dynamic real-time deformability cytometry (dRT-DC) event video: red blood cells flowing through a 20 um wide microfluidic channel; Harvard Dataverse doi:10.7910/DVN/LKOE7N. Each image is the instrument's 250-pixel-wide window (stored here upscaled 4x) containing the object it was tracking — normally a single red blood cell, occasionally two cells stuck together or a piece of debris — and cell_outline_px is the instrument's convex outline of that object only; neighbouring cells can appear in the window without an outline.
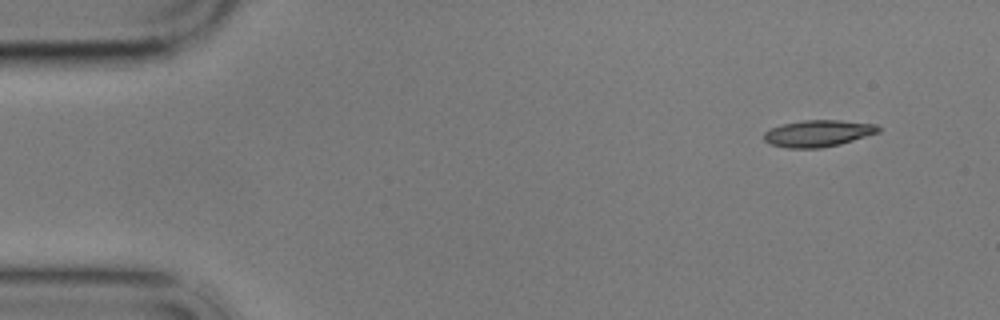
{"species": "common noctule bat (a hibernating species)", "species_latin": "Nyctalus noctula", "temperature_condition": "cold", "stored_images_in_passage": 4, "camera_frame_rate_fps": 3000, "um_per_image_px": 0.085, "animal": {"sex": "male", "body_mass_g": 17.9}, "frame": {"image": 1, "passage_image": 1, "time_ms": 0.0, "image_size_px": [1000, 320], "cell_outline_px": [[880, 132], [840, 144], [820, 148], [788, 148], [768, 144], [764, 140], [764, 132], [772, 128], [784, 124], [804, 120], [840, 120], [876, 124], [880, 128]], "centroid_in_image_um": [69.54, 11.34], "position_along_channel_um": 15.5, "area_um2": 17.74}}
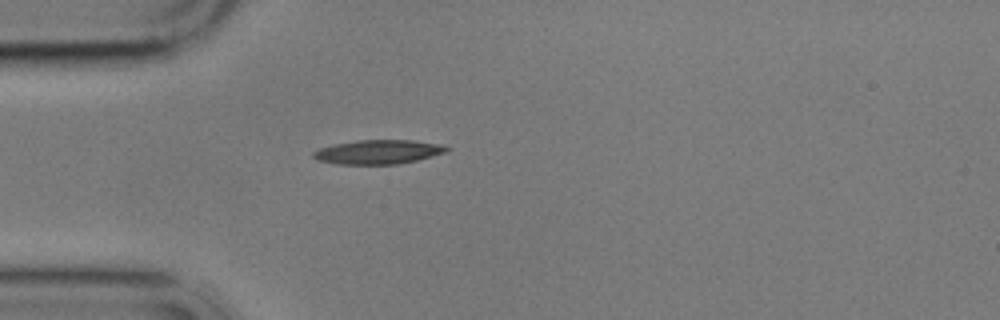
{"frame": {"image": 2, "passage_image": 4, "time_ms": 3.667, "image_size_px": [1000, 320], "cell_outline_px": [[452, 148], [444, 152], [416, 160], [396, 164], [336, 164], [316, 160], [312, 156], [312, 152], [320, 148], [336, 144], [360, 140], [412, 140], [444, 144]], "centroid_in_image_um": [32.15, 12.91], "position_along_channel_um": 52.9, "area_um2": 18.67}}